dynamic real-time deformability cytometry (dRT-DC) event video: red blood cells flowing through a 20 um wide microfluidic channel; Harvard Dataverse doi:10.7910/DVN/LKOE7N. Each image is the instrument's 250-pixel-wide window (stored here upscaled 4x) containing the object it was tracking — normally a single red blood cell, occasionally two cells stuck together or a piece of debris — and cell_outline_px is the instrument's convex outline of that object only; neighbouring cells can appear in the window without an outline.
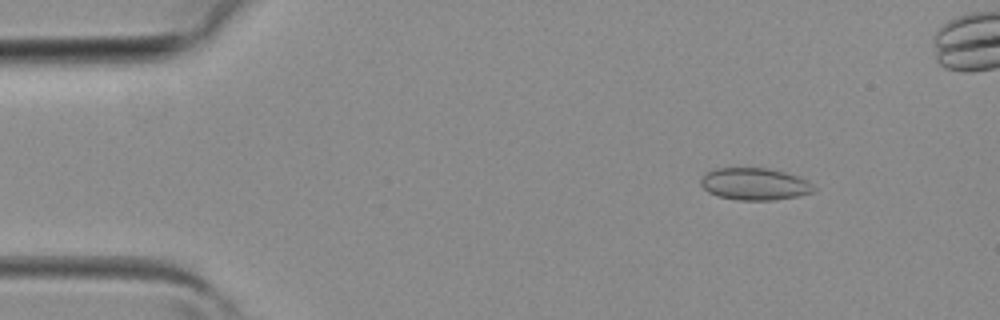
{"species": "common noctule bat (a hibernating species)", "species_latin": "Nyctalus noctula", "temperature_condition": "room temperature", "stored_images_in_passage": 4, "camera_frame_rate_fps": 3000, "um_per_image_px": 0.085, "animal": {"sex": "female", "body_mass_g": 19.3, "forearm_length_mm": 54.1}, "frame": {"image": 1, "passage_image": 1, "time_ms": 0.0, "image_size_px": [1000, 320], "cell_outline_px": [[816, 192], [800, 196], [772, 200], [740, 200], [716, 196], [708, 192], [700, 184], [700, 180], [708, 172], [716, 168], [768, 168], [800, 176], [808, 180], [816, 188]], "centroid_in_image_um": [64.2, 15.65], "position_along_channel_um": 20.8, "area_um2": 21.33}}
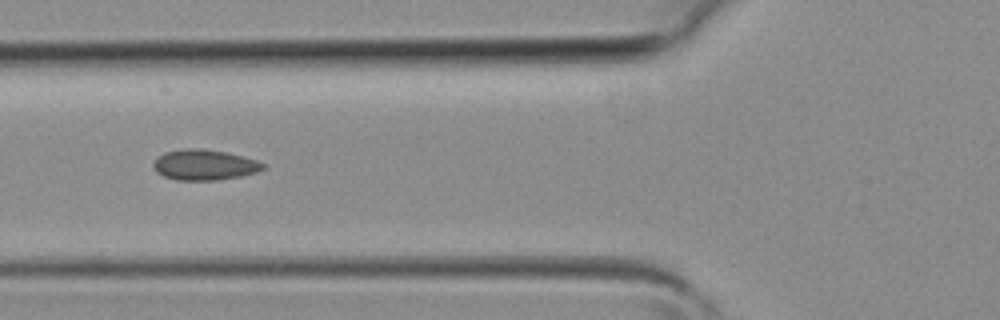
{"frame": {"image": 2, "passage_image": 4, "time_ms": 1.0, "image_size_px": [1000, 320], "cell_outline_px": [[264, 168], [256, 172], [240, 176], [216, 180], [176, 180], [164, 176], [156, 172], [152, 168], [152, 164], [156, 156], [164, 152], [184, 148], [200, 148], [224, 152], [244, 156], [256, 160], [264, 164]], "centroid_in_image_um": [17.31, 14.0], "position_along_channel_um": 108.5, "area_um2": 19.59}}